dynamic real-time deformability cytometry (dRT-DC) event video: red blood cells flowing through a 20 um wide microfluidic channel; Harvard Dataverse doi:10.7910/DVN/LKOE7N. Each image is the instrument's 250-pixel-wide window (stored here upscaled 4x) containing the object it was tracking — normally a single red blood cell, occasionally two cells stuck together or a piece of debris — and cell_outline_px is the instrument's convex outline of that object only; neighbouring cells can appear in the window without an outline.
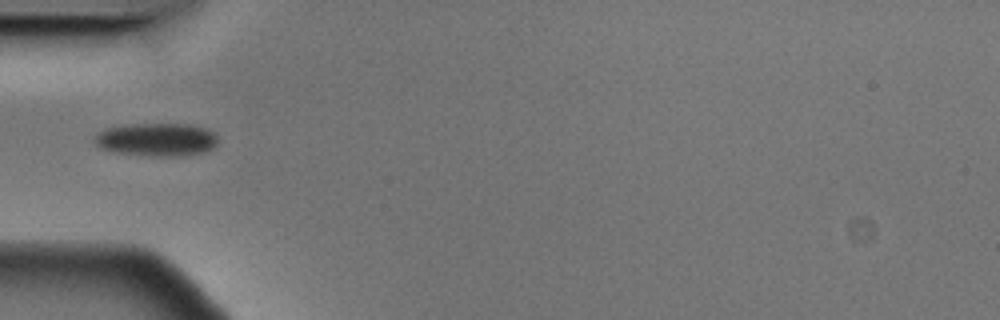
{"species": "Egyptian fruit bat (a non-hibernating species)", "species_latin": "Rousettus aegyptiacus", "temperature_condition": "cold", "stored_images_in_passage": 4, "camera_frame_rate_fps": 3000, "um_per_image_px": 0.085, "animal": {"sex": "male"}, "frame": {"image": 1, "passage_image": 1, "time_ms": 0.0, "image_size_px": [1000, 320], "cell_outline_px": [[216, 144], [212, 148], [204, 152], [184, 156], [148, 156], [116, 152], [100, 148], [92, 140], [92, 136], [96, 132], [104, 128], [124, 124], [192, 124], [208, 128], [216, 136]], "centroid_in_image_um": [13.26, 11.85], "position_along_channel_um": 71.7, "area_um2": 24.28}}